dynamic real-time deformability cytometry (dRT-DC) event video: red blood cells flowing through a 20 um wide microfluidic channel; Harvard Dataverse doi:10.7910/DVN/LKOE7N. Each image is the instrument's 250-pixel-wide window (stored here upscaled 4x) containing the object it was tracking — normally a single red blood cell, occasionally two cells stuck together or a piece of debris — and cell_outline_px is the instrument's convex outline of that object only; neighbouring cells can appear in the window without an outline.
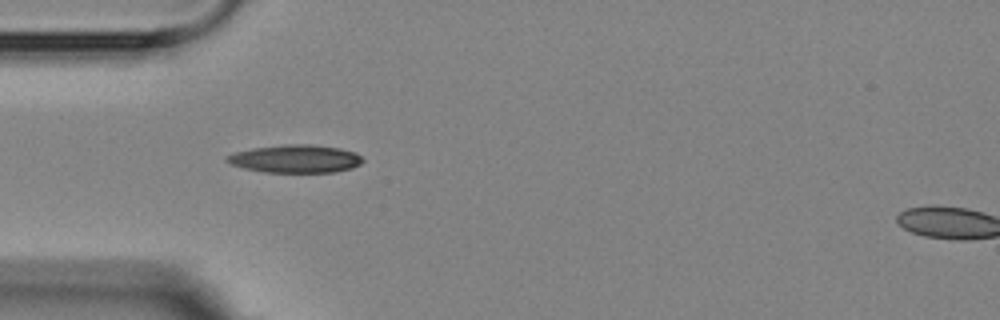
{"species": "Egyptian fruit bat (a non-hibernating species)", "species_latin": "Rousettus aegyptiacus", "temperature_condition": "room temperature", "stored_images_in_passage": 5, "camera_frame_rate_fps": 3000, "um_per_image_px": 0.085, "animal": {"sex": "female"}, "frame": {"image": 1, "passage_image": 4, "time_ms": 3.667, "image_size_px": [1000, 320], "cell_outline_px": [[364, 160], [360, 164], [352, 168], [336, 172], [264, 172], [244, 168], [232, 164], [224, 160], [224, 156], [236, 152], [252, 148], [288, 144], [312, 144], [340, 148], [356, 152]], "centroid_in_image_um": [25.12, 13.49], "position_along_channel_um": 59.9, "area_um2": 22.2}}
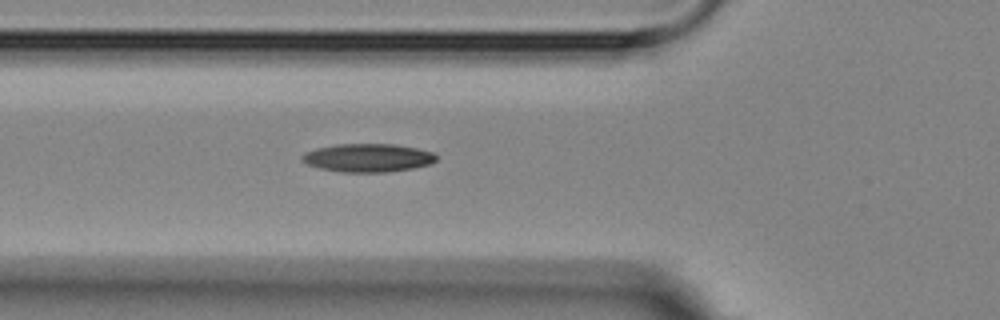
{"frame": {"image": 2, "passage_image": 5, "time_ms": 4.667, "image_size_px": [1000, 320], "cell_outline_px": [[436, 160], [428, 164], [412, 168], [384, 172], [340, 172], [320, 168], [308, 164], [300, 160], [300, 156], [304, 152], [316, 148], [336, 144], [396, 144], [416, 148], [432, 152], [436, 156]], "centroid_in_image_um": [31.21, 13.4], "position_along_channel_um": 94.6, "area_um2": 22.08}}